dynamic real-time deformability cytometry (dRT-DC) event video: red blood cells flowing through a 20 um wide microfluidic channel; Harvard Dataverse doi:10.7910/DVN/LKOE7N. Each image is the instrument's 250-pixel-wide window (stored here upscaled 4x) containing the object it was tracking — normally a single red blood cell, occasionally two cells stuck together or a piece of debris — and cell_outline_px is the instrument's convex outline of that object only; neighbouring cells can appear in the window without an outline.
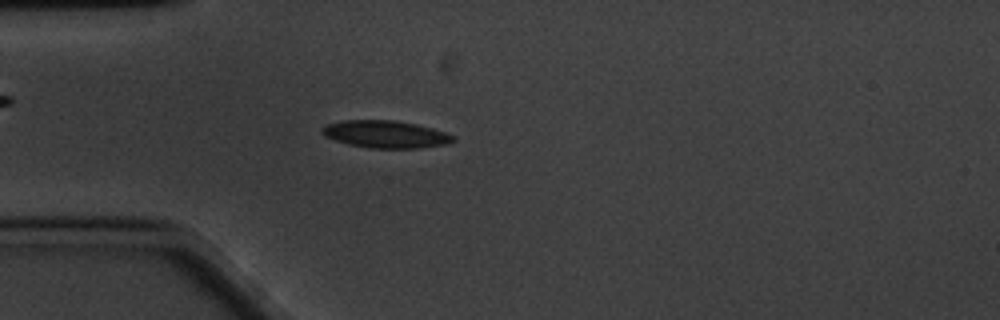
{"species": "common noctule bat (a hibernating species)", "species_latin": "Nyctalus noctula", "temperature_condition": "cold", "stored_images_in_passage": 52, "camera_frame_rate_fps": 3000, "um_per_image_px": 0.085, "animal": {"sex": "male", "body_mass_g": 20.1, "forearm_length_mm": 53.5}, "frame": {"image": 1, "passage_image": 8, "time_ms": 2.333, "image_size_px": [1000, 320], "cell_outline_px": [[456, 140], [444, 144], [416, 148], [372, 148], [348, 144], [324, 136], [320, 132], [320, 128], [328, 124], [344, 120], [392, 120], [416, 124], [432, 128], [456, 136]], "centroid_in_image_um": [32.75, 11.4], "position_along_channel_um": 52.2, "area_um2": 20.75}, "authors_computed_cell_mechanics": {"area_um2": 19.4786, "velocity_mm_per_s": 3.3113, "shape_relaxation_time_tau1_ms": 2.4987, "shape_relaxation_time_tau2_ms": 2.3331, "deformation_change_tau1": 0.1195, "deformation_change_tau2": 0.0718}}